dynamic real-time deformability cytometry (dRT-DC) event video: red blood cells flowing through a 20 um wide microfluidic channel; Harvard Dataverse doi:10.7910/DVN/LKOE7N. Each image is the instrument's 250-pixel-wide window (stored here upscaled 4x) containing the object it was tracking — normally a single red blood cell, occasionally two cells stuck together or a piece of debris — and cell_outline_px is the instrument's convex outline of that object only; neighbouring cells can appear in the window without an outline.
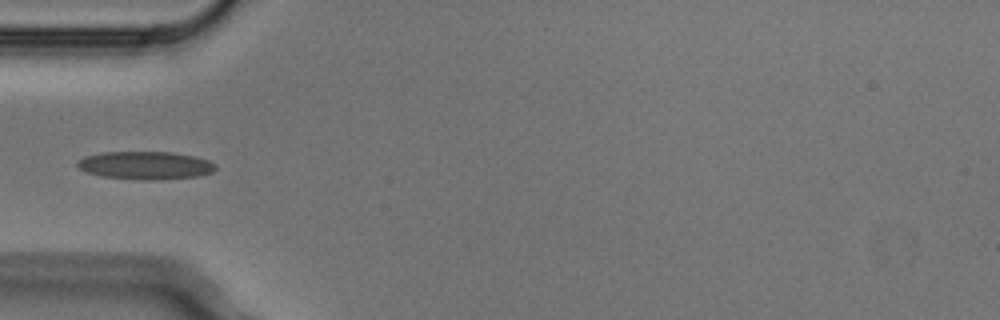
{"species": "Egyptian fruit bat (a non-hibernating species)", "species_latin": "Rousettus aegyptiacus", "temperature_condition": "cold", "stored_images_in_passage": 5, "camera_frame_rate_fps": 3000, "um_per_image_px": 0.085, "animal": {"sex": "male"}, "frame": {"image": 1, "passage_image": 5, "time_ms": 1.333, "image_size_px": [1000, 320], "cell_outline_px": [[216, 168], [212, 172], [196, 176], [160, 180], [140, 180], [100, 176], [88, 172], [80, 168], [76, 164], [84, 156], [100, 152], [172, 152], [196, 156], [208, 160], [216, 164]], "centroid_in_image_um": [12.38, 14.05], "position_along_channel_um": 72.6, "area_um2": 22.6}}